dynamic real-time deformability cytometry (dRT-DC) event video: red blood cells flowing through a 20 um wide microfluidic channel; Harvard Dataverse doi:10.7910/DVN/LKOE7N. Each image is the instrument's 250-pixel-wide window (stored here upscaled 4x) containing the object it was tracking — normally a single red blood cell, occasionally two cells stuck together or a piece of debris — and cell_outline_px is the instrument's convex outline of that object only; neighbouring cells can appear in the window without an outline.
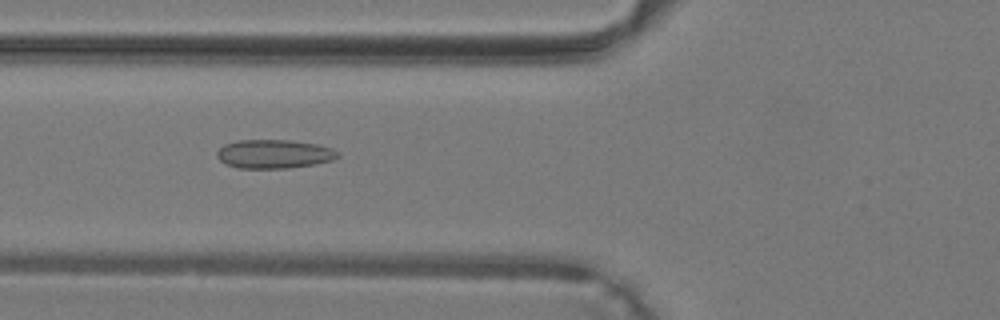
{"species": "common noctule bat (a hibernating species)", "species_latin": "Nyctalus noctula", "temperature_condition": "warm", "stored_images_in_passage": 41, "camera_frame_rate_fps": 3000, "um_per_image_px": 0.085, "animal": {"sex": "male", "body_mass_g": 19.2, "forearm_length_mm": 51.8}, "frame": {"image": 1, "passage_image": 16, "time_ms": 5.0, "image_size_px": [1000, 320], "cell_outline_px": [[340, 156], [332, 160], [316, 164], [288, 168], [236, 168], [224, 164], [216, 156], [216, 152], [224, 144], [236, 140], [288, 140], [316, 144], [332, 148], [340, 152]], "centroid_in_image_um": [23.28, 13.09], "position_along_channel_um": 102.5, "area_um2": 20.46}}
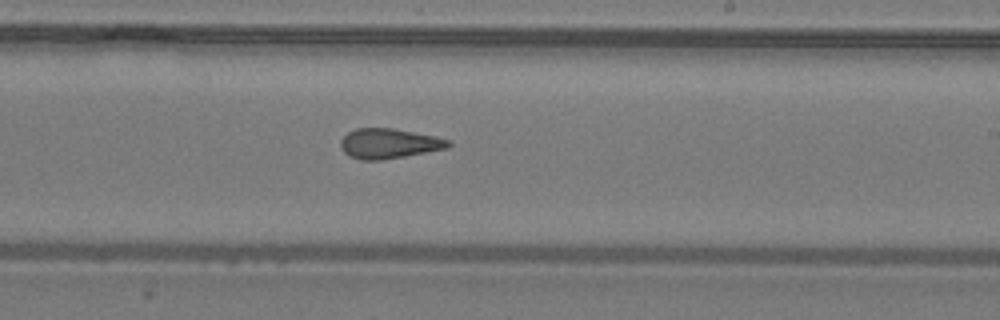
{"frame": {"image": 2, "passage_image": 25, "time_ms": 8.0, "image_size_px": [1000, 320], "cell_outline_px": [[452, 144], [448, 148], [404, 156], [380, 160], [360, 160], [348, 156], [340, 148], [340, 140], [348, 132], [356, 128], [392, 128], [436, 136], [448, 140]], "centroid_in_image_um": [33.03, 12.2], "position_along_channel_um": 256.0, "area_um2": 18.84}}
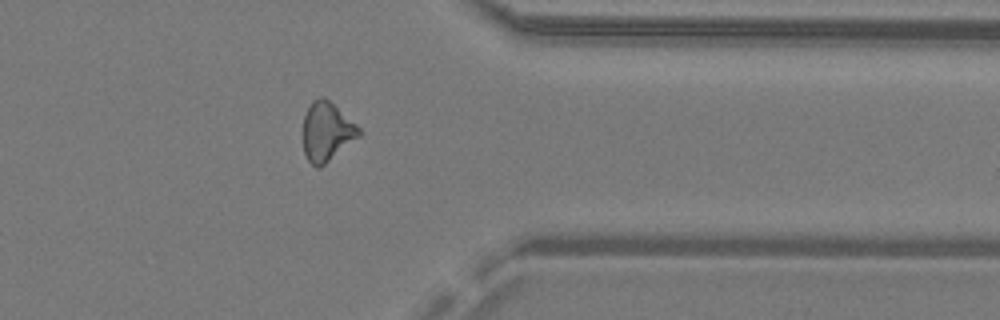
{"frame": {"image": 3, "passage_image": 33, "time_ms": 10.667, "image_size_px": [1000, 320], "cell_outline_px": [[360, 136], [320, 168], [316, 168], [308, 160], [304, 152], [304, 116], [312, 100], [320, 96], [324, 96], [356, 124], [360, 128]], "centroid_in_image_um": [27.77, 11.19], "position_along_channel_um": 383.6, "area_um2": 19.02}}